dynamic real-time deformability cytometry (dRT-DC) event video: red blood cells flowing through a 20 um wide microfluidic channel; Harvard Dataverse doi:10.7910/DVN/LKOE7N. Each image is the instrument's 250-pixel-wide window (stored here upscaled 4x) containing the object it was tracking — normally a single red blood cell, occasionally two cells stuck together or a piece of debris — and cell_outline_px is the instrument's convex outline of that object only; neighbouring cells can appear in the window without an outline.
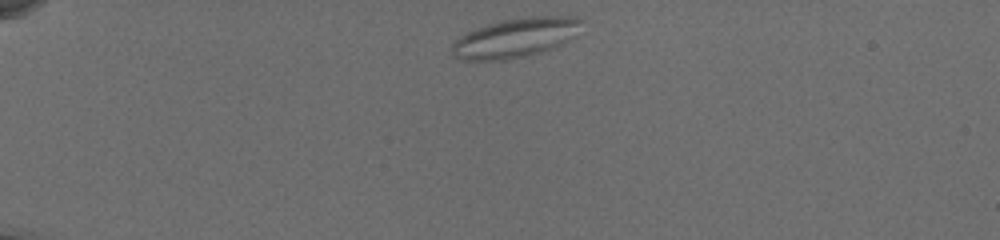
{"species": "common noctule bat (a hibernating species)", "species_latin": "Nyctalus noctula", "temperature_condition": "cold", "stored_images_in_passage": 14, "camera_frame_rate_fps": 3000, "um_per_image_px": 0.085, "animal": {"sex": "female", "body_mass_g": 19.5, "forearm_length_mm": 54.1}, "frame": {"image": 1, "passage_image": 1, "time_ms": 0.0, "image_size_px": [1000, 240], "cell_outline_px": [[580, 20], [568, 40], [556, 48], [540, 52], [504, 60], [464, 60], [452, 56], [452, 44], [460, 36], [468, 32], [504, 20], [532, 16], [564, 16]], "centroid_in_image_um": [43.73, 3.24], "position_along_channel_um": 41.3, "area_um2": 28.67}}
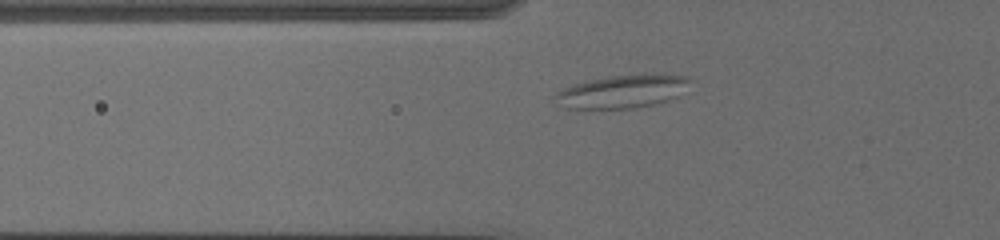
{"frame": {"image": 2, "passage_image": 8, "time_ms": 2.333, "image_size_px": [1000, 240], "cell_outline_px": [[692, 80], [676, 96], [668, 100], [652, 104], [632, 108], [568, 108], [552, 96], [556, 92], [564, 88], [576, 84], [592, 80], [612, 76], [680, 76]], "centroid_in_image_um": [52.83, 7.8], "position_along_channel_um": 73.0, "area_um2": 24.45}}
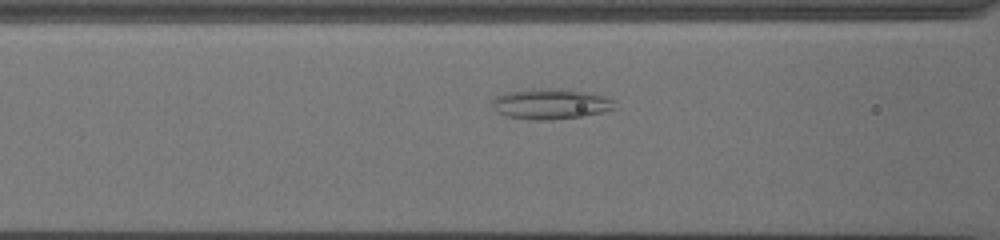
{"frame": {"image": 3, "passage_image": 12, "time_ms": 3.667, "image_size_px": [1000, 240], "cell_outline_px": [[616, 108], [604, 112], [584, 116], [548, 120], [532, 120], [508, 116], [496, 112], [492, 108], [492, 100], [496, 96], [504, 92], [540, 88], [552, 88], [580, 92], [604, 96], [616, 100]], "centroid_in_image_um": [46.79, 8.84], "position_along_channel_um": 119.8, "area_um2": 21.79}}